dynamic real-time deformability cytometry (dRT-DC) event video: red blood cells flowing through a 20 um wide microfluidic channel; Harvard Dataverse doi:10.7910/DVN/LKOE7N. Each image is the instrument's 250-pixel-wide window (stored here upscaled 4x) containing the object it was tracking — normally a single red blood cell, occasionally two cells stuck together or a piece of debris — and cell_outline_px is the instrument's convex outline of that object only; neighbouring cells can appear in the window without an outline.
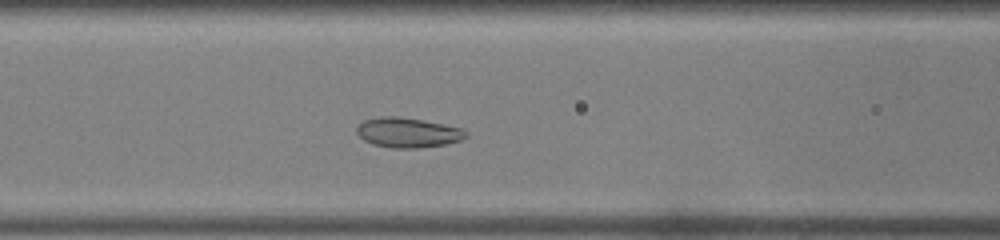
{"species": "common noctule bat (a hibernating species)", "species_latin": "Nyctalus noctula", "temperature_condition": "warm", "stored_images_in_passage": 40, "camera_frame_rate_fps": 3000, "um_per_image_px": 0.085, "animal": {"sex": "male", "body_mass_g": 19.0, "forearm_length_mm": 50.8}, "frame": {"image": 1, "passage_image": 13, "time_ms": 4.0, "image_size_px": [1000, 240], "cell_outline_px": [[468, 136], [460, 140], [444, 144], [420, 148], [392, 148], [372, 144], [364, 140], [356, 132], [356, 128], [364, 120], [380, 116], [396, 116], [420, 120], [464, 128], [468, 132]], "centroid_in_image_um": [34.67, 11.27], "position_along_channel_um": 131.9, "area_um2": 18.96}}
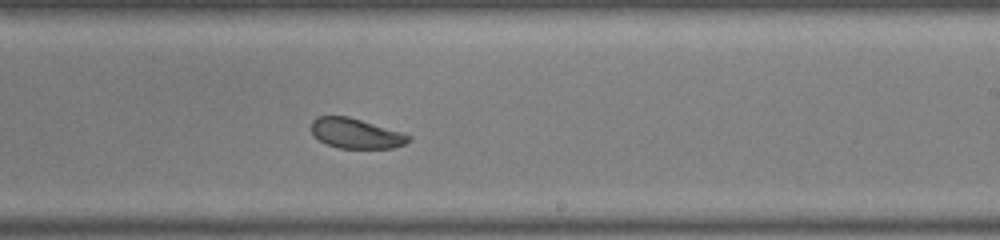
{"frame": {"image": 2, "passage_image": 22, "time_ms": 7.0, "image_size_px": [1000, 240], "cell_outline_px": [[412, 140], [404, 144], [392, 148], [336, 148], [324, 144], [312, 132], [312, 120], [316, 116], [348, 116], [404, 132], [412, 136]], "centroid_in_image_um": [30.28, 11.34], "position_along_channel_um": 258.7, "area_um2": 17.22}}
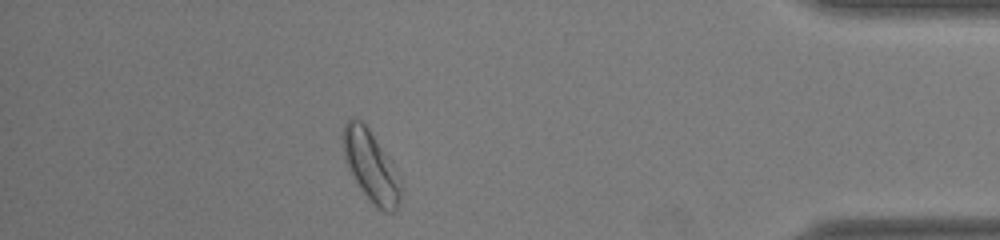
{"frame": {"image": 3, "passage_image": 35, "time_ms": 11.333, "image_size_px": [1000, 240], "cell_outline_px": [[400, 200], [396, 212], [384, 212], [376, 208], [360, 188], [348, 168], [344, 160], [340, 136], [344, 124], [348, 120], [360, 120], [368, 128], [392, 160], [400, 180]], "centroid_in_image_um": [31.51, 14.13], "position_along_channel_um": 403.7, "area_um2": 24.16}, "authors_computed_cell_mechanics": {"area_um2": 19.652, "velocity_mm_per_s": 4.2496, "shape_relaxation_time_tau1_ms": 4.9375, "shape_relaxation_time_tau2_ms": 4.6614, "deformation_change_tau1": 0.0637, "deformation_change_tau2": 0.1078}}